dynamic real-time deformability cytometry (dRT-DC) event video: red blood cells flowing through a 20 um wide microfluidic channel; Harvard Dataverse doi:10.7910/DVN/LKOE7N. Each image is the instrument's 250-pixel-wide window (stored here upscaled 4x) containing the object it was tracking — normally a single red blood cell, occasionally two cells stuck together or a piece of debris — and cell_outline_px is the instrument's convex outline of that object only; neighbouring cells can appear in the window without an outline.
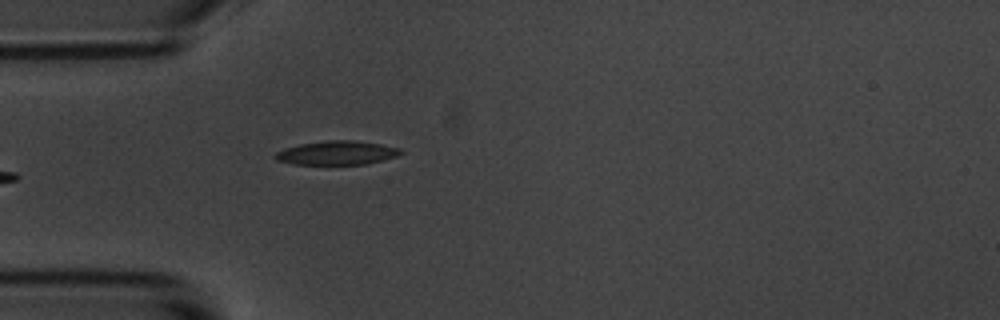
{"species": "common noctule bat (a hibernating species)", "species_latin": "Nyctalus noctula", "temperature_condition": "room temperature", "stored_images_in_passage": 2, "camera_frame_rate_fps": 3000, "um_per_image_px": 0.085, "animal": {"sex": "male", "body_mass_g": 20.1, "forearm_length_mm": 53.5}, "frame": {"image": 1, "passage_image": 2, "time_ms": 1.0, "image_size_px": [1000, 320], "cell_outline_px": [[404, 152], [396, 156], [384, 160], [364, 164], [292, 164], [276, 160], [272, 156], [276, 152], [284, 148], [300, 144], [328, 140], [352, 140], [380, 144], [400, 148]], "centroid_in_image_um": [28.61, 12.99], "position_along_channel_um": 56.4, "area_um2": 17.46}}